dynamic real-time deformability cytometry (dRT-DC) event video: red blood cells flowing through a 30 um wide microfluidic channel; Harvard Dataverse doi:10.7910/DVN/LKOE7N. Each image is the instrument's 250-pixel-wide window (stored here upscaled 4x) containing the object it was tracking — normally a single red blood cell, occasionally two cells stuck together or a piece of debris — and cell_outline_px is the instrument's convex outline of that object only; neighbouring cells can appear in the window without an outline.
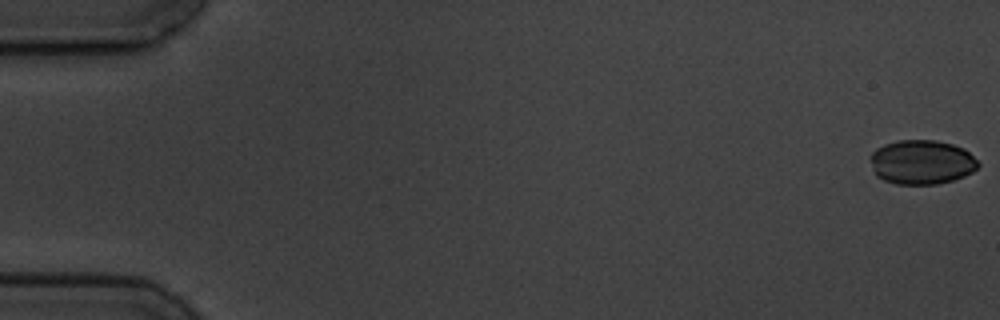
{"species": "common noctule bat (a hibernating species)", "species_latin": "Nyctalus noctula", "temperature_condition": "cold", "stored_images_in_passage": 5, "camera_frame_rate_fps": 3000, "um_per_image_px": 0.085, "animal": {"sex": "male", "body_mass_g": 19.5, "forearm_length_mm": 54.6}, "frame": {"image": 1, "passage_image": 1, "time_ms": 0.0, "image_size_px": [1000, 320], "cell_outline_px": [[980, 164], [972, 172], [964, 176], [952, 180], [936, 184], [896, 184], [884, 180], [876, 176], [872, 164], [872, 152], [876, 148], [884, 144], [896, 140], [936, 140], [952, 144], [964, 148]], "centroid_in_image_um": [78.34, 13.77], "position_along_channel_um": 6.7, "area_um2": 27.74}}
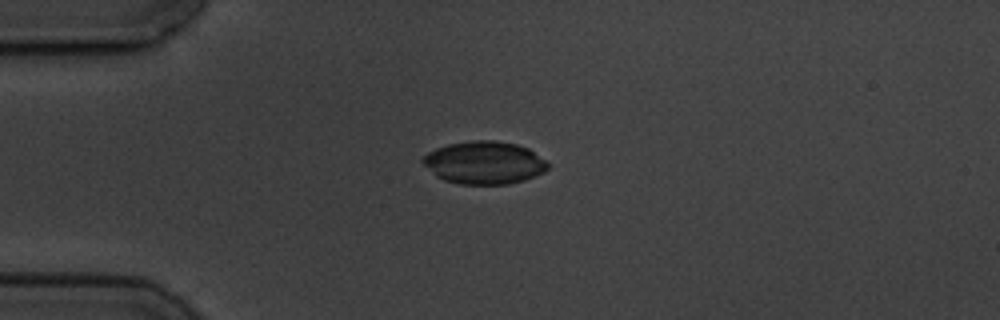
{"frame": {"image": 2, "passage_image": 5, "time_ms": 4.667, "image_size_px": [1000, 320], "cell_outline_px": [[548, 168], [544, 172], [524, 180], [508, 184], [460, 184], [444, 180], [436, 176], [420, 160], [428, 152], [436, 148], [448, 144], [472, 140], [492, 140], [516, 144], [528, 148], [544, 160], [548, 164]], "centroid_in_image_um": [41.14, 13.82], "position_along_channel_um": 43.9, "area_um2": 30.98}}